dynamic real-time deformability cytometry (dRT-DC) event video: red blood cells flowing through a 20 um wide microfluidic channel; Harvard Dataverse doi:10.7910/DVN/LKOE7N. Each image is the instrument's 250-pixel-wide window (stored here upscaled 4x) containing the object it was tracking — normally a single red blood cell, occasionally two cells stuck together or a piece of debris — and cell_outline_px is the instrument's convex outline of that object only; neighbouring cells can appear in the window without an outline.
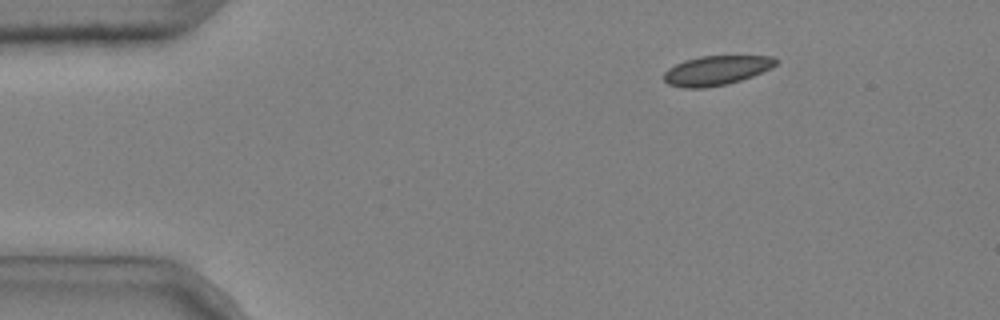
{"species": "common noctule bat (a hibernating species)", "species_latin": "Nyctalus noctula", "temperature_condition": "cold", "stored_images_in_passage": 4, "camera_frame_rate_fps": 3000, "um_per_image_px": 0.085, "animal": {"sex": "male", "body_mass_g": 20.4}, "frame": {"image": 1, "passage_image": 1, "time_ms": 0.0, "image_size_px": [1000, 320], "cell_outline_px": [[780, 60], [772, 68], [752, 76], [728, 84], [704, 88], [684, 88], [668, 84], [664, 80], [664, 72], [668, 68], [684, 60], [700, 56], [772, 56]], "centroid_in_image_um": [60.89, 5.98], "position_along_channel_um": 24.1, "area_um2": 19.31}}